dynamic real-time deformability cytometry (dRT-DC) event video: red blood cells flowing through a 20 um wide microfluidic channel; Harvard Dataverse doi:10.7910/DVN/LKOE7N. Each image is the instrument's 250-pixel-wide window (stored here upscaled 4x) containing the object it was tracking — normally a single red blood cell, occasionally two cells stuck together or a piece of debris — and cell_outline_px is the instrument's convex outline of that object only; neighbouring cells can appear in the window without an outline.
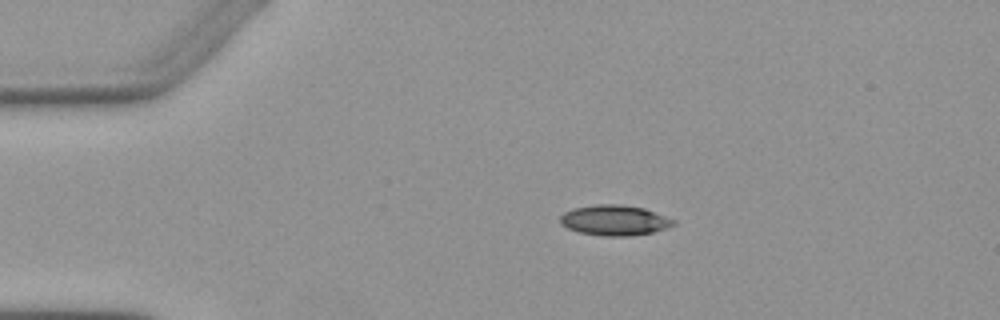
{"species": "Egyptian fruit bat (a non-hibernating species)", "species_latin": "Rousettus aegyptiacus", "temperature_condition": "warm", "stored_images_in_passage": 5, "camera_frame_rate_fps": 3000, "um_per_image_px": 0.085, "animal": {"sex": "female"}, "frame": {"image": 1, "passage_image": 2, "time_ms": 1.333, "image_size_px": [1000, 320], "cell_outline_px": [[676, 224], [668, 228], [652, 232], [628, 236], [604, 236], [580, 232], [568, 228], [560, 224], [560, 216], [564, 212], [572, 208], [596, 204], [620, 204], [644, 208], [676, 220]], "centroid_in_image_um": [52.24, 18.71], "position_along_channel_um": 32.8, "area_um2": 20.11}}
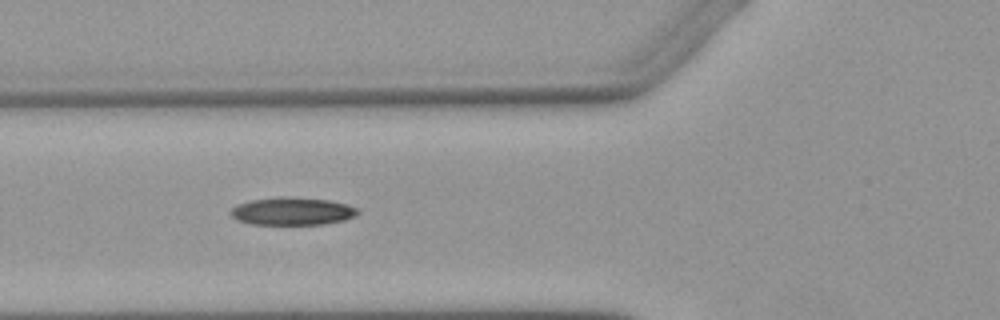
{"frame": {"image": 2, "passage_image": 4, "time_ms": 4.333, "image_size_px": [1000, 320], "cell_outline_px": [[360, 212], [356, 216], [344, 220], [324, 224], [252, 224], [236, 220], [228, 212], [236, 204], [252, 200], [280, 196], [328, 200], [348, 204], [356, 208]], "centroid_in_image_um": [24.83, 17.95], "position_along_channel_um": 101.0, "area_um2": 20.58}}
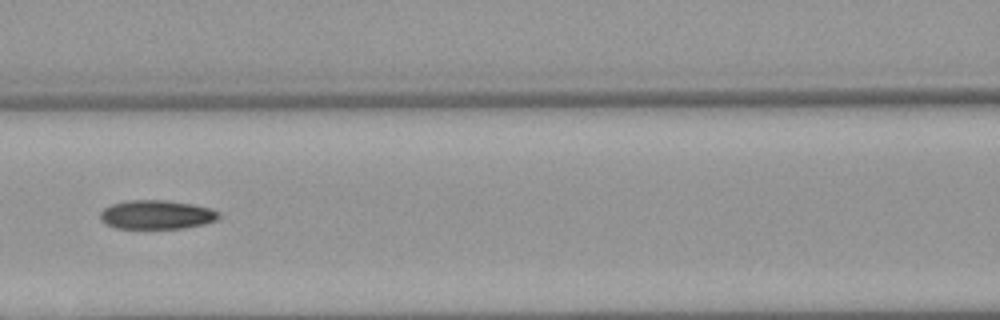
{"frame": {"image": 3, "passage_image": 5, "time_ms": 5.667, "image_size_px": [1000, 320], "cell_outline_px": [[220, 216], [216, 220], [204, 224], [184, 228], [116, 228], [104, 224], [100, 220], [100, 212], [104, 208], [112, 204], [128, 200], [164, 200], [192, 204], [208, 208], [220, 212]], "centroid_in_image_um": [13.28, 18.25], "position_along_channel_um": 153.3, "area_um2": 20.0}}